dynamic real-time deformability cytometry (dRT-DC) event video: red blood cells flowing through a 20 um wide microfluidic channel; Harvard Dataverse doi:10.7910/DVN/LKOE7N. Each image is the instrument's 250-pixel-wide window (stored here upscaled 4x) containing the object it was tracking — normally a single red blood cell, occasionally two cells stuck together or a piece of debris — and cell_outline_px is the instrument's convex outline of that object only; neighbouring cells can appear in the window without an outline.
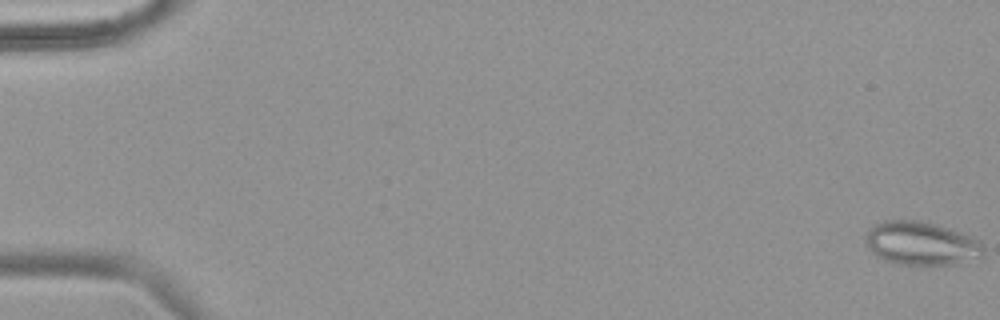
{"species": "common noctule bat (a hibernating species)", "species_latin": "Nyctalus noctula", "temperature_condition": "warm", "stored_images_in_passage": 55, "camera_frame_rate_fps": 3000, "um_per_image_px": 0.085, "animal": {"sex": "female", "body_mass_g": 18.4}, "frame": {"image": 1, "passage_image": 1, "time_ms": 0.0, "image_size_px": [1000, 320], "cell_outline_px": [[984, 256], [956, 264], [896, 264], [876, 256], [868, 248], [864, 240], [864, 236], [868, 228], [884, 220], [920, 220], [936, 224], [972, 236], [980, 240], [984, 248]], "centroid_in_image_um": [78.29, 20.68], "position_along_channel_um": 6.7, "area_um2": 30.11}}
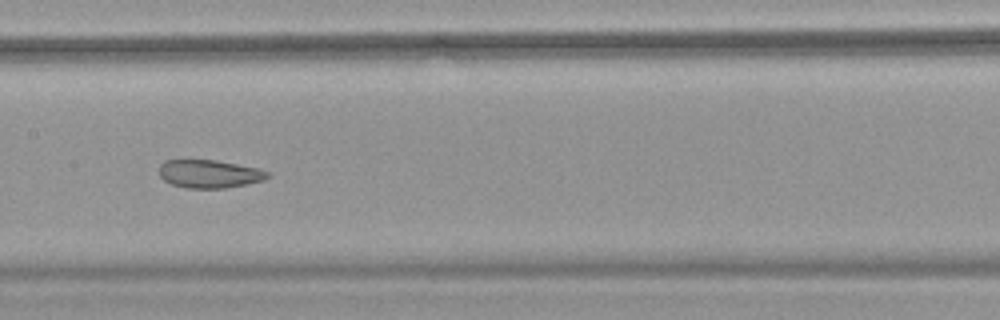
{"frame": {"image": 2, "passage_image": 29, "time_ms": 9.333, "image_size_px": [1000, 320], "cell_outline_px": [[268, 176], [264, 180], [224, 188], [184, 188], [172, 184], [164, 180], [160, 176], [160, 164], [164, 160], [216, 160], [256, 168], [268, 172]], "centroid_in_image_um": [17.74, 14.78], "position_along_channel_um": 189.7, "area_um2": 17.51}}
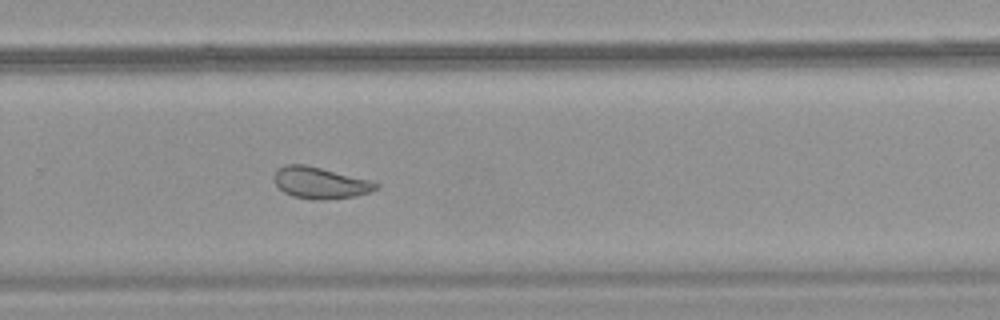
{"frame": {"image": 3, "passage_image": 38, "time_ms": 12.333, "image_size_px": [1000, 320], "cell_outline_px": [[380, 188], [356, 196], [324, 200], [312, 200], [292, 196], [284, 192], [276, 184], [276, 172], [284, 164], [304, 164], [372, 180], [380, 184]], "centroid_in_image_um": [27.28, 15.55], "position_along_channel_um": 302.5, "area_um2": 18.67}, "authors_computed_cell_mechanics": {"area_um2": 23.987, "velocity_mm_per_s": 3.7785, "shape_relaxation_time_tau1_ms": null, "shape_relaxation_time_tau2_ms": 1.7756, "deformation_change_tau1": null, "deformation_change_tau2": 0.0934}}